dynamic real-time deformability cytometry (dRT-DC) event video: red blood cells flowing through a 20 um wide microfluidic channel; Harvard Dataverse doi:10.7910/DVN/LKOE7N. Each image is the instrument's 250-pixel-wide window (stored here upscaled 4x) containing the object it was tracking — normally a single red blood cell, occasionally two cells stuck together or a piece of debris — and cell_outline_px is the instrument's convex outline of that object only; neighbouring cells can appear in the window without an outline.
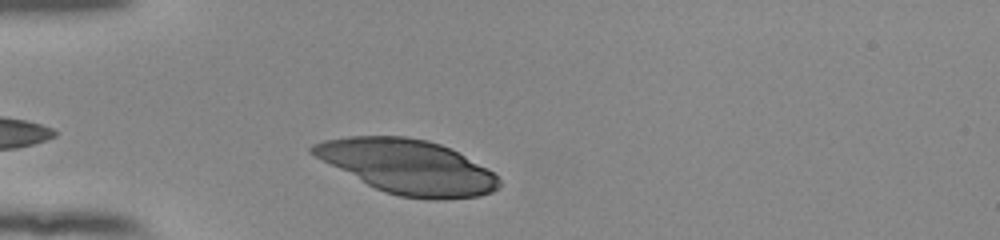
{"species": "human", "species_latin": "Homo sapiens", "temperature_condition": "room temperature", "stored_images_in_passage": 31, "camera_frame_rate_fps": 3000, "um_per_image_px": 0.085, "donor": {"sex": "female"}, "frame": {"image": 1, "passage_image": 3, "time_ms": 0.667, "image_size_px": [1000, 240], "cell_outline_px": [[500, 188], [492, 192], [480, 196], [440, 200], [428, 200], [400, 196], [384, 192], [368, 184], [308, 152], [308, 148], [312, 144], [324, 140], [348, 136], [404, 136], [428, 140], [452, 148], [492, 172], [500, 180]], "centroid_in_image_um": [34.67, 14.17], "position_along_channel_um": 50.3, "area_um2": 58.61}}